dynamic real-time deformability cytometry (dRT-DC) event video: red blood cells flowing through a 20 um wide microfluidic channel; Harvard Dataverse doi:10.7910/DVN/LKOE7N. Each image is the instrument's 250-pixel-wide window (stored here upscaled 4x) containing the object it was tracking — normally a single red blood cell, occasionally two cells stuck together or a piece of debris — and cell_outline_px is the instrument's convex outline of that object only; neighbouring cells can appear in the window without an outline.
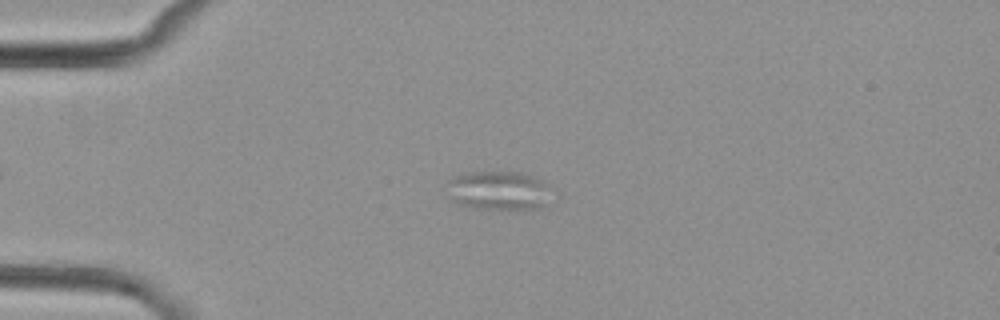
{"species": "common noctule bat (a hibernating species)", "species_latin": "Nyctalus noctula", "temperature_condition": "cold", "stored_images_in_passage": 5, "camera_frame_rate_fps": 3000, "um_per_image_px": 0.085, "animal": {"sex": "female", "body_mass_g": 29.2, "forearm_length_mm": 56.3}, "frame": {"image": 1, "passage_image": 4, "time_ms": 4.667, "image_size_px": [1000, 320], "cell_outline_px": [[544, 208], [476, 208], [460, 204], [452, 200], [448, 196], [452, 176], [468, 172], [520, 172], [532, 176], [540, 180], [544, 184]], "centroid_in_image_um": [42.27, 16.18], "position_along_channel_um": 42.7, "area_um2": 22.66}}